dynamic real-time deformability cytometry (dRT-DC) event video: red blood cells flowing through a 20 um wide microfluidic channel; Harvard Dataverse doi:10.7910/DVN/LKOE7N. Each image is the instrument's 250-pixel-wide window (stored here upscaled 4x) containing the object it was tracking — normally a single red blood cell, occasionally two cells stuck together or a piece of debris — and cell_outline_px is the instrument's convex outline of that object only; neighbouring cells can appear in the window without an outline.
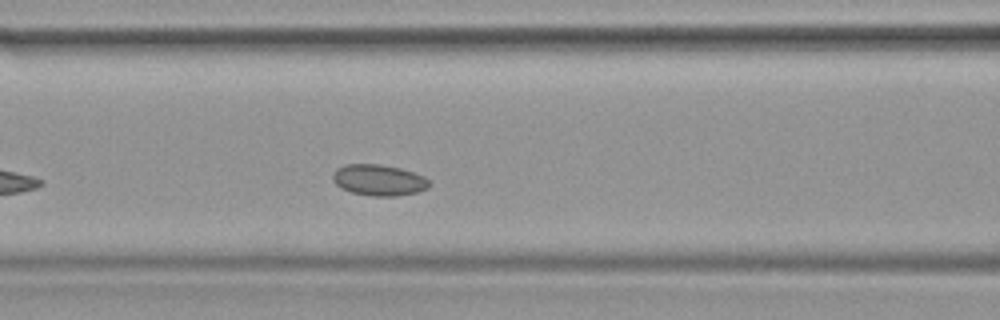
{"species": "common noctule bat (a hibernating species)", "species_latin": "Nyctalus noctula", "temperature_condition": "warm", "stored_images_in_passage": 25, "camera_frame_rate_fps": 3000, "um_per_image_px": 0.085, "animal": {"sex": "female", "body_mass_g": 19.9}, "frame": {"image": 1, "passage_image": 8, "time_ms": 2.333, "image_size_px": [1000, 320], "cell_outline_px": [[428, 188], [416, 192], [396, 196], [372, 196], [352, 192], [340, 188], [332, 180], [332, 172], [336, 168], [344, 164], [380, 164], [400, 168], [424, 176], [428, 180]], "centroid_in_image_um": [32.14, 15.3], "position_along_channel_um": 134.5, "area_um2": 17.51}}
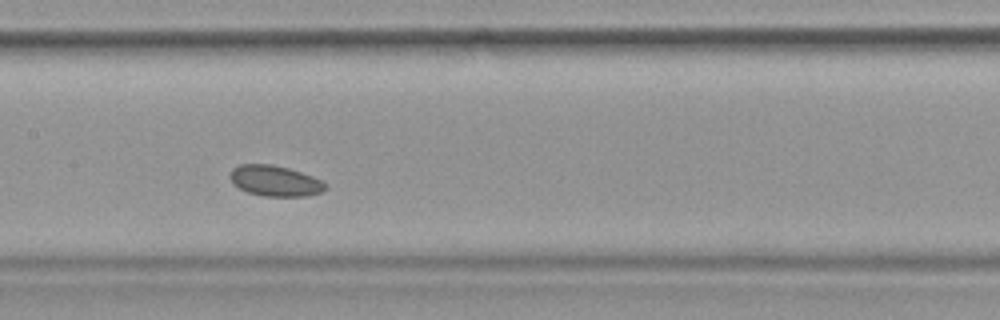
{"frame": {"image": 2, "passage_image": 11, "time_ms": 3.333, "image_size_px": [1000, 320], "cell_outline_px": [[328, 184], [320, 192], [308, 196], [264, 196], [248, 192], [232, 184], [228, 176], [232, 168], [240, 164], [272, 164], [288, 168], [324, 180]], "centroid_in_image_um": [23.35, 15.36], "position_along_channel_um": 184.0, "area_um2": 17.17}}